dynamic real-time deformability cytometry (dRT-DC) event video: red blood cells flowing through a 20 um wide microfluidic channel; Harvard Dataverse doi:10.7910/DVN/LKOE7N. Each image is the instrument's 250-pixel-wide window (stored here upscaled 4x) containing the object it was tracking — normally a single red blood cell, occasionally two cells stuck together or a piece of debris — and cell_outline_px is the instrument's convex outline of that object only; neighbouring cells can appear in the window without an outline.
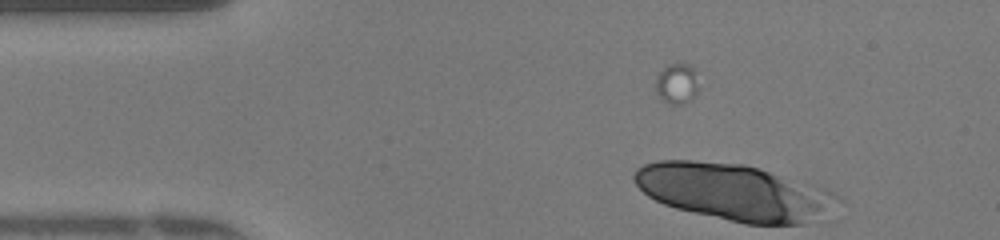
{"species": "human", "species_latin": "Homo sapiens", "temperature_condition": "warm", "stored_images_in_passage": 10, "camera_frame_rate_fps": 3000, "um_per_image_px": 0.085, "donor": {"sex": "female"}, "frame": {"image": 1, "passage_image": 10, "time_ms": 3.0, "image_size_px": [1000, 240], "cell_outline_px": [[844, 200], [804, 224], [744, 224], [676, 208], [664, 204], [648, 196], [632, 180], [632, 176], [636, 168], [644, 164], [656, 160], [692, 160], [744, 164], [760, 168], [824, 188], [840, 196]], "centroid_in_image_um": [62.35, 16.3], "position_along_channel_um": 22.7, "area_um2": 66.7}}